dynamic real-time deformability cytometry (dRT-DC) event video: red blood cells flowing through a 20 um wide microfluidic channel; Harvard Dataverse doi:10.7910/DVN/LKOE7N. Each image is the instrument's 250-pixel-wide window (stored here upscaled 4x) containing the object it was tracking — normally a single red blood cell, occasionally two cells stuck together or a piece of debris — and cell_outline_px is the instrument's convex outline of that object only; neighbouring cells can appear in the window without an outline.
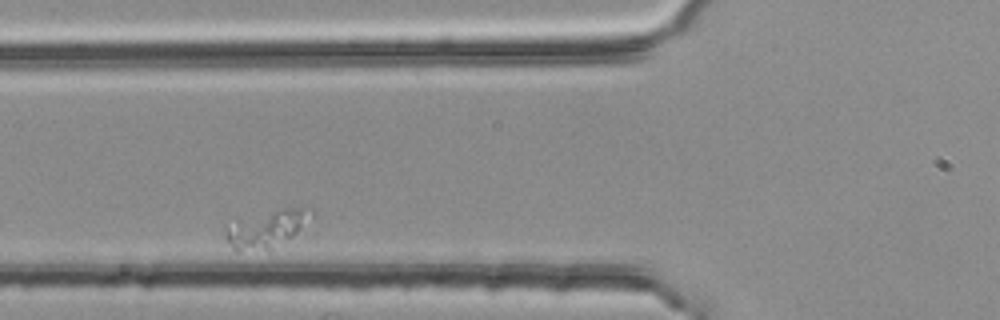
{"species": "common noctule bat (a hibernating species)", "species_latin": "Nyctalus noctula", "temperature_condition": "room temperature", "stored_images_in_passage": 3, "camera_frame_rate_fps": 3000, "um_per_image_px": 0.085, "animal": {"sex": "female", "body_mass_g": 25.1}, "frame": {"image": 1, "passage_image": 2, "time_ms": 0.333, "image_size_px": [1000, 320], "cell_outline_px": [[316, 212], [292, 236], [268, 252], [236, 252], [224, 240], [224, 224], [236, 220], [284, 208], [312, 208]], "centroid_in_image_um": [22.56, 19.5], "position_along_channel_um": 103.2, "area_um2": 19.13}}
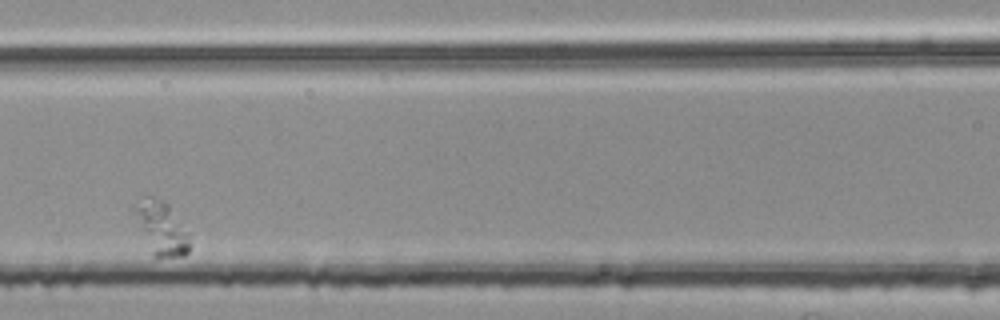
{"frame": {"image": 2, "passage_image": 3, "time_ms": 0.667, "image_size_px": [1000, 320], "cell_outline_px": [[188, 252], [184, 256], [152, 256], [132, 208], [148, 196], [152, 196], [164, 200], [168, 204], [188, 232]], "centroid_in_image_um": [13.72, 19.38], "position_along_channel_um": 152.9, "area_um2": 16.53}}